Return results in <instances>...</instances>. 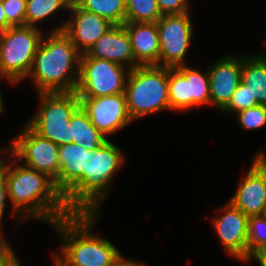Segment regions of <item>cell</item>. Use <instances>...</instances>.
Instances as JSON below:
<instances>
[{"label":"cell","mask_w":266,"mask_h":266,"mask_svg":"<svg viewBox=\"0 0 266 266\" xmlns=\"http://www.w3.org/2000/svg\"><path fill=\"white\" fill-rule=\"evenodd\" d=\"M1 153L10 157H7L9 162L3 158V173L7 180L8 202L12 204L10 213L12 217L18 215V225L28 219L52 225L71 214L52 178L22 163L17 164L18 160L5 148H1Z\"/></svg>","instance_id":"obj_1"},{"label":"cell","mask_w":266,"mask_h":266,"mask_svg":"<svg viewBox=\"0 0 266 266\" xmlns=\"http://www.w3.org/2000/svg\"><path fill=\"white\" fill-rule=\"evenodd\" d=\"M99 213H71L52 226L62 238L60 252L52 256L62 266H111L120 254L108 239L94 235Z\"/></svg>","instance_id":"obj_2"},{"label":"cell","mask_w":266,"mask_h":266,"mask_svg":"<svg viewBox=\"0 0 266 266\" xmlns=\"http://www.w3.org/2000/svg\"><path fill=\"white\" fill-rule=\"evenodd\" d=\"M81 53L61 30L49 32L34 56L28 74L37 93L75 91Z\"/></svg>","instance_id":"obj_3"},{"label":"cell","mask_w":266,"mask_h":266,"mask_svg":"<svg viewBox=\"0 0 266 266\" xmlns=\"http://www.w3.org/2000/svg\"><path fill=\"white\" fill-rule=\"evenodd\" d=\"M123 153L110 139L87 153L86 182L66 201L71 213H101L109 187L126 161Z\"/></svg>","instance_id":"obj_4"},{"label":"cell","mask_w":266,"mask_h":266,"mask_svg":"<svg viewBox=\"0 0 266 266\" xmlns=\"http://www.w3.org/2000/svg\"><path fill=\"white\" fill-rule=\"evenodd\" d=\"M125 96L133 122L169 110L168 67L148 65L131 69L126 81Z\"/></svg>","instance_id":"obj_5"},{"label":"cell","mask_w":266,"mask_h":266,"mask_svg":"<svg viewBox=\"0 0 266 266\" xmlns=\"http://www.w3.org/2000/svg\"><path fill=\"white\" fill-rule=\"evenodd\" d=\"M43 36L41 28L30 26L0 31V78L12 85L27 78Z\"/></svg>","instance_id":"obj_6"},{"label":"cell","mask_w":266,"mask_h":266,"mask_svg":"<svg viewBox=\"0 0 266 266\" xmlns=\"http://www.w3.org/2000/svg\"><path fill=\"white\" fill-rule=\"evenodd\" d=\"M40 104L38 110L26 123L40 137L54 144L70 143V119L80 106V98L72 92L37 93Z\"/></svg>","instance_id":"obj_7"},{"label":"cell","mask_w":266,"mask_h":266,"mask_svg":"<svg viewBox=\"0 0 266 266\" xmlns=\"http://www.w3.org/2000/svg\"><path fill=\"white\" fill-rule=\"evenodd\" d=\"M130 69L118 63L81 54L78 97H100L125 93Z\"/></svg>","instance_id":"obj_8"},{"label":"cell","mask_w":266,"mask_h":266,"mask_svg":"<svg viewBox=\"0 0 266 266\" xmlns=\"http://www.w3.org/2000/svg\"><path fill=\"white\" fill-rule=\"evenodd\" d=\"M57 144L40 137L27 124L5 149L15 158L23 160L28 168L47 174L58 190L59 157Z\"/></svg>","instance_id":"obj_9"},{"label":"cell","mask_w":266,"mask_h":266,"mask_svg":"<svg viewBox=\"0 0 266 266\" xmlns=\"http://www.w3.org/2000/svg\"><path fill=\"white\" fill-rule=\"evenodd\" d=\"M190 13L162 15L156 22L160 55L159 66L175 68L186 65L185 55L193 39L194 24Z\"/></svg>","instance_id":"obj_10"},{"label":"cell","mask_w":266,"mask_h":266,"mask_svg":"<svg viewBox=\"0 0 266 266\" xmlns=\"http://www.w3.org/2000/svg\"><path fill=\"white\" fill-rule=\"evenodd\" d=\"M80 106L92 124L108 139L131 124L125 93L100 97H79Z\"/></svg>","instance_id":"obj_11"},{"label":"cell","mask_w":266,"mask_h":266,"mask_svg":"<svg viewBox=\"0 0 266 266\" xmlns=\"http://www.w3.org/2000/svg\"><path fill=\"white\" fill-rule=\"evenodd\" d=\"M217 210L212 219L220 243L231 257L248 263V216L229 201ZM220 214V215H219Z\"/></svg>","instance_id":"obj_12"},{"label":"cell","mask_w":266,"mask_h":266,"mask_svg":"<svg viewBox=\"0 0 266 266\" xmlns=\"http://www.w3.org/2000/svg\"><path fill=\"white\" fill-rule=\"evenodd\" d=\"M70 19L51 27L49 32L63 31L81 53H87L95 42L114 26L109 20L81 9L74 1L70 6Z\"/></svg>","instance_id":"obj_13"},{"label":"cell","mask_w":266,"mask_h":266,"mask_svg":"<svg viewBox=\"0 0 266 266\" xmlns=\"http://www.w3.org/2000/svg\"><path fill=\"white\" fill-rule=\"evenodd\" d=\"M212 108L221 111L230 101L241 81L242 56L228 54L208 68Z\"/></svg>","instance_id":"obj_14"},{"label":"cell","mask_w":266,"mask_h":266,"mask_svg":"<svg viewBox=\"0 0 266 266\" xmlns=\"http://www.w3.org/2000/svg\"><path fill=\"white\" fill-rule=\"evenodd\" d=\"M89 150L71 142L58 148V191L65 202L86 182V162Z\"/></svg>","instance_id":"obj_15"},{"label":"cell","mask_w":266,"mask_h":266,"mask_svg":"<svg viewBox=\"0 0 266 266\" xmlns=\"http://www.w3.org/2000/svg\"><path fill=\"white\" fill-rule=\"evenodd\" d=\"M89 57L123 65L130 70L139 66L131 48V41L123 25H114L86 53Z\"/></svg>","instance_id":"obj_16"},{"label":"cell","mask_w":266,"mask_h":266,"mask_svg":"<svg viewBox=\"0 0 266 266\" xmlns=\"http://www.w3.org/2000/svg\"><path fill=\"white\" fill-rule=\"evenodd\" d=\"M229 202L248 217L266 214V185L261 173L251 164Z\"/></svg>","instance_id":"obj_17"},{"label":"cell","mask_w":266,"mask_h":266,"mask_svg":"<svg viewBox=\"0 0 266 266\" xmlns=\"http://www.w3.org/2000/svg\"><path fill=\"white\" fill-rule=\"evenodd\" d=\"M131 41L135 62L139 66L158 65L160 55L156 22L124 23Z\"/></svg>","instance_id":"obj_18"},{"label":"cell","mask_w":266,"mask_h":266,"mask_svg":"<svg viewBox=\"0 0 266 266\" xmlns=\"http://www.w3.org/2000/svg\"><path fill=\"white\" fill-rule=\"evenodd\" d=\"M240 82L248 87L258 104L266 105V53L242 54Z\"/></svg>","instance_id":"obj_19"},{"label":"cell","mask_w":266,"mask_h":266,"mask_svg":"<svg viewBox=\"0 0 266 266\" xmlns=\"http://www.w3.org/2000/svg\"><path fill=\"white\" fill-rule=\"evenodd\" d=\"M69 124L70 143L83 145L89 151L95 150L109 140L92 124L81 106L72 114Z\"/></svg>","instance_id":"obj_20"},{"label":"cell","mask_w":266,"mask_h":266,"mask_svg":"<svg viewBox=\"0 0 266 266\" xmlns=\"http://www.w3.org/2000/svg\"><path fill=\"white\" fill-rule=\"evenodd\" d=\"M175 68L189 82L190 96H192V109L204 105H211L208 69L202 73L200 70L187 66V64Z\"/></svg>","instance_id":"obj_21"},{"label":"cell","mask_w":266,"mask_h":266,"mask_svg":"<svg viewBox=\"0 0 266 266\" xmlns=\"http://www.w3.org/2000/svg\"><path fill=\"white\" fill-rule=\"evenodd\" d=\"M81 9L109 20L114 25L126 23L125 0H73Z\"/></svg>","instance_id":"obj_22"},{"label":"cell","mask_w":266,"mask_h":266,"mask_svg":"<svg viewBox=\"0 0 266 266\" xmlns=\"http://www.w3.org/2000/svg\"><path fill=\"white\" fill-rule=\"evenodd\" d=\"M73 0H26L25 26L41 28L39 22L61 10L69 11Z\"/></svg>","instance_id":"obj_23"},{"label":"cell","mask_w":266,"mask_h":266,"mask_svg":"<svg viewBox=\"0 0 266 266\" xmlns=\"http://www.w3.org/2000/svg\"><path fill=\"white\" fill-rule=\"evenodd\" d=\"M168 98L172 111L185 112L192 108L189 82L176 68L168 67Z\"/></svg>","instance_id":"obj_24"},{"label":"cell","mask_w":266,"mask_h":266,"mask_svg":"<svg viewBox=\"0 0 266 266\" xmlns=\"http://www.w3.org/2000/svg\"><path fill=\"white\" fill-rule=\"evenodd\" d=\"M126 23L157 22L162 14L157 0H125Z\"/></svg>","instance_id":"obj_25"},{"label":"cell","mask_w":266,"mask_h":266,"mask_svg":"<svg viewBox=\"0 0 266 266\" xmlns=\"http://www.w3.org/2000/svg\"><path fill=\"white\" fill-rule=\"evenodd\" d=\"M266 246V214L250 216L248 218V261L250 256Z\"/></svg>","instance_id":"obj_26"},{"label":"cell","mask_w":266,"mask_h":266,"mask_svg":"<svg viewBox=\"0 0 266 266\" xmlns=\"http://www.w3.org/2000/svg\"><path fill=\"white\" fill-rule=\"evenodd\" d=\"M237 122L242 129L255 130L266 126V105H256L243 109L236 114Z\"/></svg>","instance_id":"obj_27"},{"label":"cell","mask_w":266,"mask_h":266,"mask_svg":"<svg viewBox=\"0 0 266 266\" xmlns=\"http://www.w3.org/2000/svg\"><path fill=\"white\" fill-rule=\"evenodd\" d=\"M258 105L256 97L248 90L243 83H239L228 104L221 110L224 113L236 114L237 112Z\"/></svg>","instance_id":"obj_28"},{"label":"cell","mask_w":266,"mask_h":266,"mask_svg":"<svg viewBox=\"0 0 266 266\" xmlns=\"http://www.w3.org/2000/svg\"><path fill=\"white\" fill-rule=\"evenodd\" d=\"M7 22L12 26H25L26 0H2Z\"/></svg>","instance_id":"obj_29"},{"label":"cell","mask_w":266,"mask_h":266,"mask_svg":"<svg viewBox=\"0 0 266 266\" xmlns=\"http://www.w3.org/2000/svg\"><path fill=\"white\" fill-rule=\"evenodd\" d=\"M162 15L190 13L189 0H157Z\"/></svg>","instance_id":"obj_30"},{"label":"cell","mask_w":266,"mask_h":266,"mask_svg":"<svg viewBox=\"0 0 266 266\" xmlns=\"http://www.w3.org/2000/svg\"><path fill=\"white\" fill-rule=\"evenodd\" d=\"M8 200V192H7V180L5 177V174L3 173V158L0 157V234H2L3 231H1V224L2 219L4 215L5 207L7 206L6 202Z\"/></svg>","instance_id":"obj_31"},{"label":"cell","mask_w":266,"mask_h":266,"mask_svg":"<svg viewBox=\"0 0 266 266\" xmlns=\"http://www.w3.org/2000/svg\"><path fill=\"white\" fill-rule=\"evenodd\" d=\"M252 165L261 173L265 180L266 185V154L265 151L260 150L254 156V160L252 161Z\"/></svg>","instance_id":"obj_32"},{"label":"cell","mask_w":266,"mask_h":266,"mask_svg":"<svg viewBox=\"0 0 266 266\" xmlns=\"http://www.w3.org/2000/svg\"><path fill=\"white\" fill-rule=\"evenodd\" d=\"M0 266H21L20 259L12 248L0 259Z\"/></svg>","instance_id":"obj_33"},{"label":"cell","mask_w":266,"mask_h":266,"mask_svg":"<svg viewBox=\"0 0 266 266\" xmlns=\"http://www.w3.org/2000/svg\"><path fill=\"white\" fill-rule=\"evenodd\" d=\"M111 266H144L136 260L126 259L121 253L115 258Z\"/></svg>","instance_id":"obj_34"},{"label":"cell","mask_w":266,"mask_h":266,"mask_svg":"<svg viewBox=\"0 0 266 266\" xmlns=\"http://www.w3.org/2000/svg\"><path fill=\"white\" fill-rule=\"evenodd\" d=\"M255 259L256 262H258V264L260 266H266V246L260 248L259 250H257L255 253H253L250 256V259L248 262H250L251 260Z\"/></svg>","instance_id":"obj_35"},{"label":"cell","mask_w":266,"mask_h":266,"mask_svg":"<svg viewBox=\"0 0 266 266\" xmlns=\"http://www.w3.org/2000/svg\"><path fill=\"white\" fill-rule=\"evenodd\" d=\"M0 234V259L11 249V245L7 242L6 236Z\"/></svg>","instance_id":"obj_36"},{"label":"cell","mask_w":266,"mask_h":266,"mask_svg":"<svg viewBox=\"0 0 266 266\" xmlns=\"http://www.w3.org/2000/svg\"><path fill=\"white\" fill-rule=\"evenodd\" d=\"M12 27L6 20V15L3 9L2 0H0V31L6 30Z\"/></svg>","instance_id":"obj_37"},{"label":"cell","mask_w":266,"mask_h":266,"mask_svg":"<svg viewBox=\"0 0 266 266\" xmlns=\"http://www.w3.org/2000/svg\"><path fill=\"white\" fill-rule=\"evenodd\" d=\"M4 103H3V100H2V95H1V90H0V114H2L5 109H4Z\"/></svg>","instance_id":"obj_38"},{"label":"cell","mask_w":266,"mask_h":266,"mask_svg":"<svg viewBox=\"0 0 266 266\" xmlns=\"http://www.w3.org/2000/svg\"><path fill=\"white\" fill-rule=\"evenodd\" d=\"M53 260H54V266H62L54 257H53Z\"/></svg>","instance_id":"obj_39"}]
</instances>
